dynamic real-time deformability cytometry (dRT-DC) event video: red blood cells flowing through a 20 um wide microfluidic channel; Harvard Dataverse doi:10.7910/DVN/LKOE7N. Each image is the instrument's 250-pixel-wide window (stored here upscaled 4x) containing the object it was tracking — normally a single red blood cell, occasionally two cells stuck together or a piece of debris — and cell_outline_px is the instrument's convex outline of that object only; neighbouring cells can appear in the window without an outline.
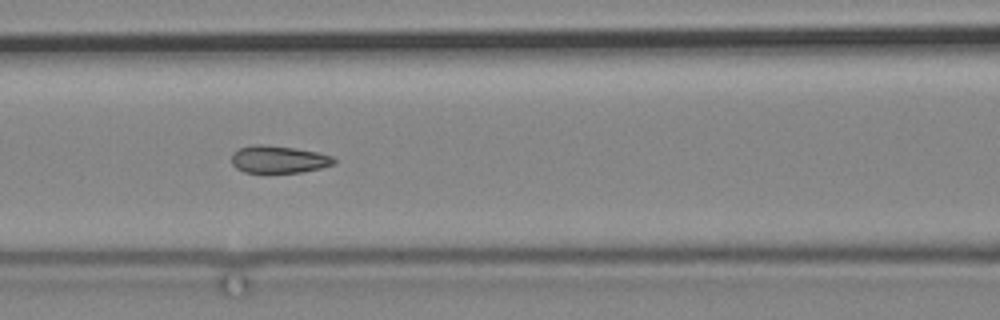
{"species": "common noctule bat (a hibernating species)", "species_latin": "Nyctalus noctula", "temperature_condition": "cold", "stored_images_in_passage": 12, "camera_frame_rate_fps": 3000, "um_per_image_px": 0.085, "animal": {"sex": "male", "body_mass_g": 19.2, "forearm_length_mm": 51.8}, "frame": {"image": 1, "passage_image": 10, "time_ms": 11.333, "image_size_px": [1000, 320], "cell_outline_px": [[336, 164], [320, 168], [300, 172], [244, 172], [236, 168], [232, 164], [232, 152], [240, 148], [256, 144], [264, 144], [296, 148], [320, 152], [332, 156], [336, 160]], "centroid_in_image_um": [23.71, 13.53], "position_along_channel_um": 142.9, "area_um2": 16.42}}
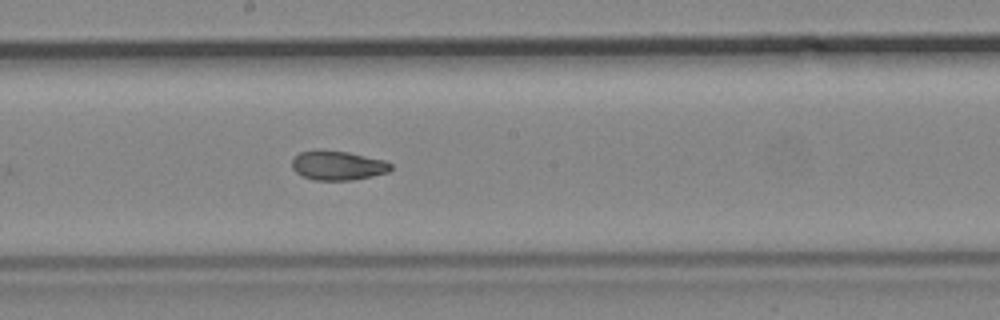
{"frame": {"image": 2, "passage_image": 12, "time_ms": 13.667, "image_size_px": [1000, 320], "cell_outline_px": [[392, 168], [388, 172], [372, 176], [352, 180], [312, 180], [300, 176], [292, 168], [292, 160], [300, 152], [348, 152], [384, 160], [392, 164]], "centroid_in_image_um": [28.73, 14.11], "position_along_channel_um": 219.5, "area_um2": 16.47}}